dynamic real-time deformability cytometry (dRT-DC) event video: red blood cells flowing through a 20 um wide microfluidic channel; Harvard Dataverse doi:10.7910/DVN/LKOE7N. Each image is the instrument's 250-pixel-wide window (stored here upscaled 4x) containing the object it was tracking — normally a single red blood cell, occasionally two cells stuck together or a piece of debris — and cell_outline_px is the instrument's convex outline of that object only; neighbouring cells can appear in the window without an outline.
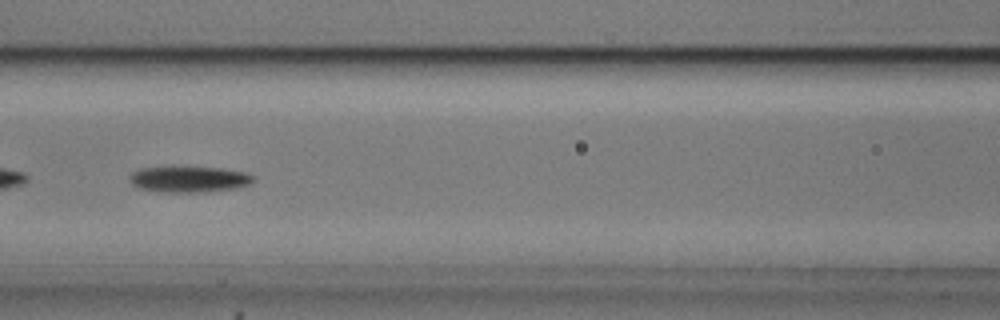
{"species": "common noctule bat (a hibernating species)", "species_latin": "Nyctalus noctula", "temperature_condition": "cold", "stored_images_in_passage": 8, "camera_frame_rate_fps": 3000, "um_per_image_px": 0.085, "animal": {"sex": "male", "body_mass_g": 20.5, "forearm_length_mm": 52.5}, "frame": {"image": 1, "passage_image": 7, "time_ms": 2.0, "image_size_px": [1000, 320], "cell_outline_px": [[256, 176], [252, 184], [236, 188], [196, 192], [160, 192], [140, 188], [132, 184], [128, 176], [132, 172], [140, 168], [172, 164], [224, 168], [248, 172]], "centroid_in_image_um": [16.07, 15.18], "position_along_channel_um": 150.5, "area_um2": 19.83}}
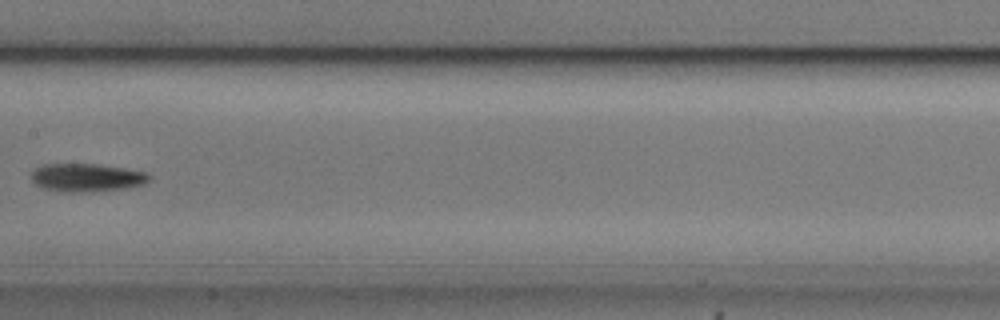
{"frame": {"image": 2, "passage_image": 8, "time_ms": 2.333, "image_size_px": [1000, 320], "cell_outline_px": [[152, 176], [144, 184], [128, 188], [84, 192], [68, 192], [40, 188], [32, 180], [32, 172], [36, 168], [44, 164], [96, 164], [124, 168], [148, 172]], "centroid_in_image_um": [7.39, 15.09], "position_along_channel_um": 200.0, "area_um2": 19.36}}